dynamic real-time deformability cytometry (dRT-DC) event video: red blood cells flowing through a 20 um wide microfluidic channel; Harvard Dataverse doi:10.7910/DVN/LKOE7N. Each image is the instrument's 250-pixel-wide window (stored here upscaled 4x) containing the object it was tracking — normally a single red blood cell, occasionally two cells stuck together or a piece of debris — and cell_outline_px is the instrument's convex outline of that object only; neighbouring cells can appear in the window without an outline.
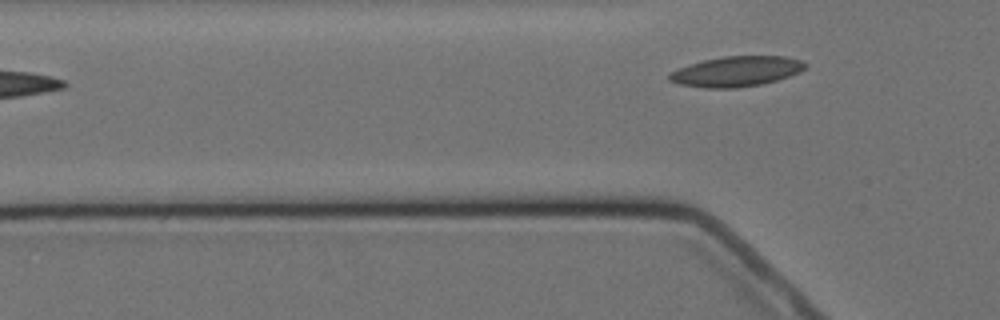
{"species": "Egyptian fruit bat (a non-hibernating species)", "species_latin": "Rousettus aegyptiacus", "temperature_condition": "cold", "stored_images_in_passage": 3, "camera_frame_rate_fps": 3000, "um_per_image_px": 0.085, "animal": {"sex": "female"}, "frame": {"image": 1, "passage_image": 3, "time_ms": 2.333, "image_size_px": [1000, 320], "cell_outline_px": [[808, 64], [800, 72], [776, 80], [760, 84], [736, 88], [704, 88], [680, 84], [668, 80], [668, 72], [688, 64], [704, 60], [724, 56], [784, 56], [804, 60]], "centroid_in_image_um": [62.57, 6.06], "position_along_channel_um": 63.2, "area_um2": 24.04}}